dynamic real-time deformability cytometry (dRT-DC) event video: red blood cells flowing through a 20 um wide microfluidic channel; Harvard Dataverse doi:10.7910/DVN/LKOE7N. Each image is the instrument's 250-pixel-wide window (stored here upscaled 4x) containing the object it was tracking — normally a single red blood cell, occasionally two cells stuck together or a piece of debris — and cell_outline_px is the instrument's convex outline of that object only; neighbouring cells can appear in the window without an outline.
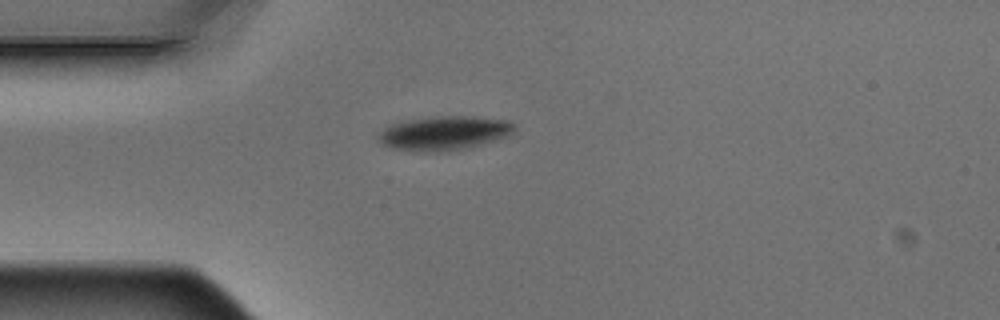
{"species": "Egyptian fruit bat (a non-hibernating species)", "species_latin": "Rousettus aegyptiacus", "temperature_condition": "warm", "stored_images_in_passage": 6, "camera_frame_rate_fps": 3000, "um_per_image_px": 0.085, "animal": {"sex": "male"}, "frame": {"image": 1, "passage_image": 6, "time_ms": 1.667, "image_size_px": [1000, 320], "cell_outline_px": [[516, 128], [508, 136], [496, 140], [448, 152], [416, 152], [392, 148], [376, 140], [376, 136], [388, 124], [432, 116], [476, 116], [508, 120]], "centroid_in_image_um": [37.72, 11.32], "position_along_channel_um": 47.3, "area_um2": 27.28}}